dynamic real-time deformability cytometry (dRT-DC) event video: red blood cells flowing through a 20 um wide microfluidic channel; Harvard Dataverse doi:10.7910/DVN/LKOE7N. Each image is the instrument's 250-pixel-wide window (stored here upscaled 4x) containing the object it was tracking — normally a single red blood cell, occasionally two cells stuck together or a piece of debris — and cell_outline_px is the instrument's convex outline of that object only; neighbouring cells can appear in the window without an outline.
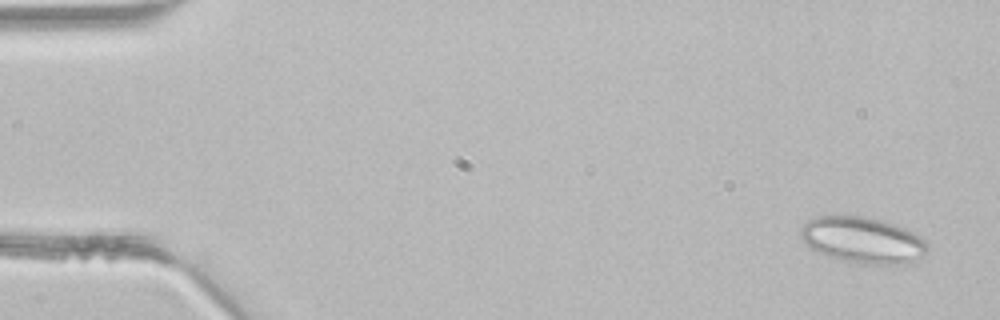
{"species": "common noctule bat (a hibernating species)", "species_latin": "Nyctalus noctula", "temperature_condition": "room temperature", "stored_images_in_passage": 5, "camera_frame_rate_fps": 3000, "um_per_image_px": 0.085, "animal": {"sex": "male", "body_mass_g": 21.5, "forearm_length_mm": 52.0}, "frame": {"image": 1, "passage_image": 1, "time_ms": 0.0, "image_size_px": [1000, 320], "cell_outline_px": [[928, 252], [912, 264], [864, 264], [832, 256], [820, 252], [812, 248], [800, 236], [800, 228], [808, 220], [816, 216], [864, 216], [880, 220], [904, 228], [920, 236], [928, 244]], "centroid_in_image_um": [73.39, 20.41], "position_along_channel_um": 11.6, "area_um2": 33.76}}